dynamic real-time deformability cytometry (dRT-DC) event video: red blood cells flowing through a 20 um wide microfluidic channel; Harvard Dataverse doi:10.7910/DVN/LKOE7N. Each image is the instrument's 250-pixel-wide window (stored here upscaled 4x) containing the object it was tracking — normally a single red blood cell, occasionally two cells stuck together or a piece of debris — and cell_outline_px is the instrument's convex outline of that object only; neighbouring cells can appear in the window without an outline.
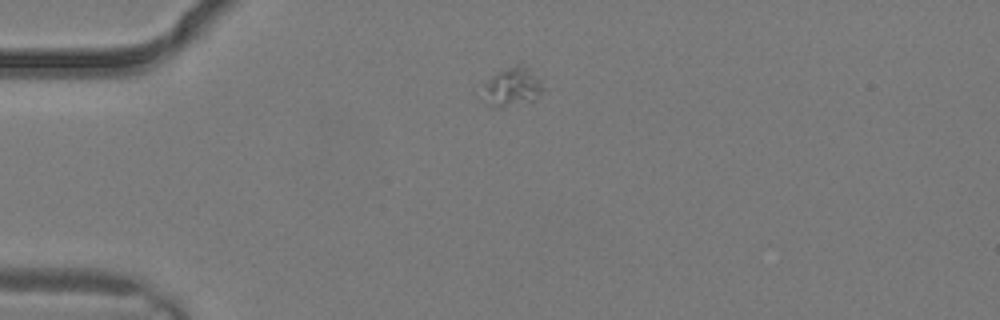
{"species": "common noctule bat (a hibernating species)", "species_latin": "Nyctalus noctula", "temperature_condition": "warm", "stored_images_in_passage": 1, "camera_frame_rate_fps": 3000, "um_per_image_px": 0.085, "animal": {"sex": "male", "body_mass_g": 19.2, "forearm_length_mm": 51.8}, "frame": {"image": 1, "passage_image": 1, "time_ms": 0.0, "image_size_px": [1000, 320], "cell_outline_px": [[544, 88], [532, 100], [504, 104], [488, 104], [484, 84], [496, 72], [520, 60], [540, 80]], "centroid_in_image_um": [43.59, 7.24], "position_along_channel_um": 41.4, "area_um2": 12.77}}